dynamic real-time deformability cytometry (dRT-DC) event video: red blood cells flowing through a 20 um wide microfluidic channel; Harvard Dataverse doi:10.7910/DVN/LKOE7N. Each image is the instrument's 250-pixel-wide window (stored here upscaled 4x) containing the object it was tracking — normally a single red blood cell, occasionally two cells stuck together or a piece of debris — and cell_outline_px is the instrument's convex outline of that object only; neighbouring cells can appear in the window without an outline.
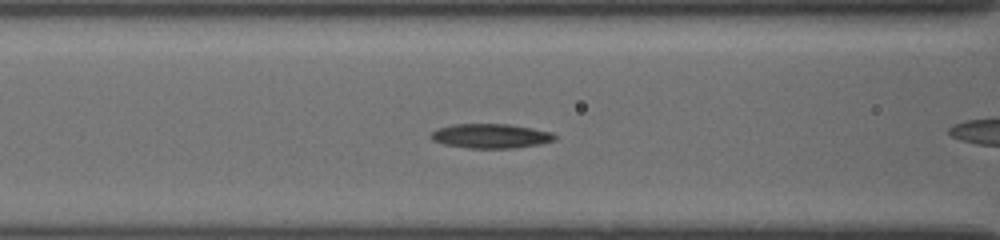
{"species": "common noctule bat (a hibernating species)", "species_latin": "Nyctalus noctula", "temperature_condition": "cold", "stored_images_in_passage": 58, "camera_frame_rate_fps": 3000, "um_per_image_px": 0.085, "animal": {"sex": "female", "body_mass_g": 19.5, "forearm_length_mm": 54.1}, "frame": {"image": 1, "passage_image": 4, "time_ms": 1.333, "image_size_px": [1000, 240], "cell_outline_px": [[556, 140], [540, 144], [512, 148], [468, 148], [444, 144], [432, 140], [432, 132], [440, 128], [452, 124], [508, 124], [532, 128], [552, 132], [556, 136]], "centroid_in_image_um": [41.75, 11.56], "position_along_channel_um": 124.9, "area_um2": 17.51}}
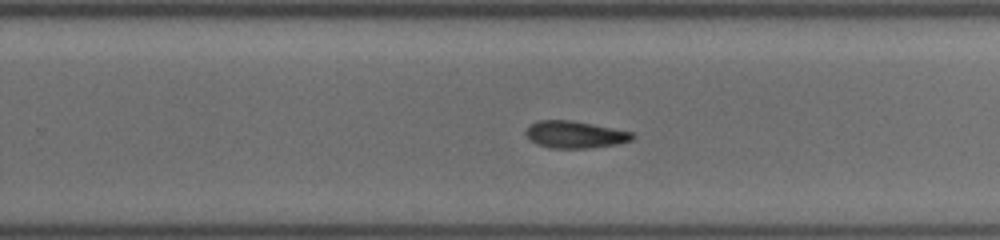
{"frame": {"image": 2, "passage_image": 23, "time_ms": 5.333, "image_size_px": [1000, 240], "cell_outline_px": [[636, 136], [632, 140], [616, 144], [588, 148], [548, 148], [536, 144], [524, 132], [528, 124], [540, 120], [572, 120], [632, 132]], "centroid_in_image_um": [48.84, 11.43], "position_along_channel_um": 281.0, "area_um2": 16.82}}
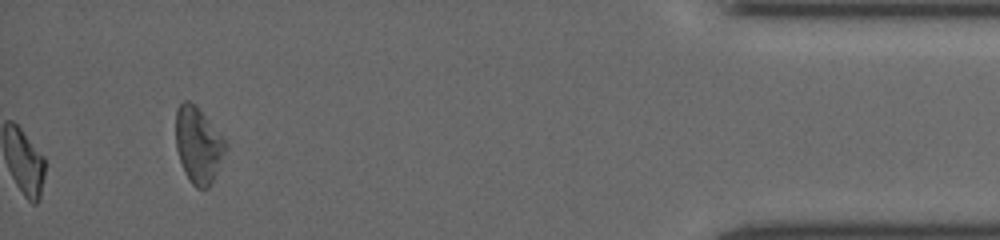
{"frame": {"image": 3, "passage_image": 58, "time_ms": 11.333, "image_size_px": [1000, 240], "cell_outline_px": [[228, 148], [208, 188], [196, 188], [188, 180], [184, 172], [176, 148], [176, 108], [184, 100], [188, 100], [208, 120], [228, 144]], "centroid_in_image_um": [16.84, 12.36], "position_along_channel_um": 418.4, "area_um2": 21.68}}